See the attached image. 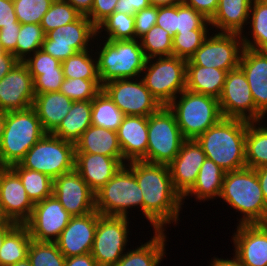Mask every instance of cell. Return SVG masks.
Wrapping results in <instances>:
<instances>
[{"label": "cell", "instance_id": "1", "mask_svg": "<svg viewBox=\"0 0 267 266\" xmlns=\"http://www.w3.org/2000/svg\"><path fill=\"white\" fill-rule=\"evenodd\" d=\"M126 166L134 173L143 197V215L154 231H166V224L179 220L184 202L174 189L168 165L132 161Z\"/></svg>", "mask_w": 267, "mask_h": 266}, {"label": "cell", "instance_id": "2", "mask_svg": "<svg viewBox=\"0 0 267 266\" xmlns=\"http://www.w3.org/2000/svg\"><path fill=\"white\" fill-rule=\"evenodd\" d=\"M248 121L222 118L196 140L206 158L214 161L224 171L246 167L245 138Z\"/></svg>", "mask_w": 267, "mask_h": 266}, {"label": "cell", "instance_id": "3", "mask_svg": "<svg viewBox=\"0 0 267 266\" xmlns=\"http://www.w3.org/2000/svg\"><path fill=\"white\" fill-rule=\"evenodd\" d=\"M220 197L243 214L239 225L267 223V204L255 169L226 172Z\"/></svg>", "mask_w": 267, "mask_h": 266}, {"label": "cell", "instance_id": "4", "mask_svg": "<svg viewBox=\"0 0 267 266\" xmlns=\"http://www.w3.org/2000/svg\"><path fill=\"white\" fill-rule=\"evenodd\" d=\"M47 132L33 107L6 112V122L0 143V161L4 167L18 164Z\"/></svg>", "mask_w": 267, "mask_h": 266}, {"label": "cell", "instance_id": "5", "mask_svg": "<svg viewBox=\"0 0 267 266\" xmlns=\"http://www.w3.org/2000/svg\"><path fill=\"white\" fill-rule=\"evenodd\" d=\"M102 48L94 54L101 84L115 79L138 78L142 74L147 58L140 40H104Z\"/></svg>", "mask_w": 267, "mask_h": 266}, {"label": "cell", "instance_id": "6", "mask_svg": "<svg viewBox=\"0 0 267 266\" xmlns=\"http://www.w3.org/2000/svg\"><path fill=\"white\" fill-rule=\"evenodd\" d=\"M179 95L167 106L174 113L184 139H197L223 118L217 98L187 89Z\"/></svg>", "mask_w": 267, "mask_h": 266}, {"label": "cell", "instance_id": "7", "mask_svg": "<svg viewBox=\"0 0 267 266\" xmlns=\"http://www.w3.org/2000/svg\"><path fill=\"white\" fill-rule=\"evenodd\" d=\"M19 164L54 180L75 169V143L46 133L28 150Z\"/></svg>", "mask_w": 267, "mask_h": 266}, {"label": "cell", "instance_id": "8", "mask_svg": "<svg viewBox=\"0 0 267 266\" xmlns=\"http://www.w3.org/2000/svg\"><path fill=\"white\" fill-rule=\"evenodd\" d=\"M186 65L187 61L177 56L152 57L146 60L142 71L145 75H141V79L162 106H167L186 89Z\"/></svg>", "mask_w": 267, "mask_h": 266}, {"label": "cell", "instance_id": "9", "mask_svg": "<svg viewBox=\"0 0 267 266\" xmlns=\"http://www.w3.org/2000/svg\"><path fill=\"white\" fill-rule=\"evenodd\" d=\"M134 173L123 165L119 171L95 193V209L101 215L128 217V209L141 208L143 197Z\"/></svg>", "mask_w": 267, "mask_h": 266}, {"label": "cell", "instance_id": "10", "mask_svg": "<svg viewBox=\"0 0 267 266\" xmlns=\"http://www.w3.org/2000/svg\"><path fill=\"white\" fill-rule=\"evenodd\" d=\"M184 140L174 113L162 106L148 117L147 162L169 165Z\"/></svg>", "mask_w": 267, "mask_h": 266}, {"label": "cell", "instance_id": "11", "mask_svg": "<svg viewBox=\"0 0 267 266\" xmlns=\"http://www.w3.org/2000/svg\"><path fill=\"white\" fill-rule=\"evenodd\" d=\"M96 36L97 28L87 16L81 15L76 21L47 32L41 49L63 62L77 52L90 50Z\"/></svg>", "mask_w": 267, "mask_h": 266}, {"label": "cell", "instance_id": "12", "mask_svg": "<svg viewBox=\"0 0 267 266\" xmlns=\"http://www.w3.org/2000/svg\"><path fill=\"white\" fill-rule=\"evenodd\" d=\"M129 218L98 213L91 255L98 266H114L122 257L128 242Z\"/></svg>", "mask_w": 267, "mask_h": 266}, {"label": "cell", "instance_id": "13", "mask_svg": "<svg viewBox=\"0 0 267 266\" xmlns=\"http://www.w3.org/2000/svg\"><path fill=\"white\" fill-rule=\"evenodd\" d=\"M242 35L237 33H215L205 39L203 44L187 60V65L214 67L231 71L239 67L243 51Z\"/></svg>", "mask_w": 267, "mask_h": 266}, {"label": "cell", "instance_id": "14", "mask_svg": "<svg viewBox=\"0 0 267 266\" xmlns=\"http://www.w3.org/2000/svg\"><path fill=\"white\" fill-rule=\"evenodd\" d=\"M218 101L223 118L248 122L265 118L255 106L247 77L240 67L227 72Z\"/></svg>", "mask_w": 267, "mask_h": 266}, {"label": "cell", "instance_id": "15", "mask_svg": "<svg viewBox=\"0 0 267 266\" xmlns=\"http://www.w3.org/2000/svg\"><path fill=\"white\" fill-rule=\"evenodd\" d=\"M102 90L126 116L149 117L162 107L141 78L115 79L103 84Z\"/></svg>", "mask_w": 267, "mask_h": 266}, {"label": "cell", "instance_id": "16", "mask_svg": "<svg viewBox=\"0 0 267 266\" xmlns=\"http://www.w3.org/2000/svg\"><path fill=\"white\" fill-rule=\"evenodd\" d=\"M71 217L56 197L51 195L34 204L32 214L24 225L32 240L55 242Z\"/></svg>", "mask_w": 267, "mask_h": 266}, {"label": "cell", "instance_id": "17", "mask_svg": "<svg viewBox=\"0 0 267 266\" xmlns=\"http://www.w3.org/2000/svg\"><path fill=\"white\" fill-rule=\"evenodd\" d=\"M53 195L72 216L96 211L95 193L75 169L53 180Z\"/></svg>", "mask_w": 267, "mask_h": 266}, {"label": "cell", "instance_id": "18", "mask_svg": "<svg viewBox=\"0 0 267 266\" xmlns=\"http://www.w3.org/2000/svg\"><path fill=\"white\" fill-rule=\"evenodd\" d=\"M34 203L30 200L19 175L11 168L0 172L1 218L24 224L31 216Z\"/></svg>", "mask_w": 267, "mask_h": 266}, {"label": "cell", "instance_id": "19", "mask_svg": "<svg viewBox=\"0 0 267 266\" xmlns=\"http://www.w3.org/2000/svg\"><path fill=\"white\" fill-rule=\"evenodd\" d=\"M35 98L33 78L27 66L19 61L0 80V111L26 110Z\"/></svg>", "mask_w": 267, "mask_h": 266}, {"label": "cell", "instance_id": "20", "mask_svg": "<svg viewBox=\"0 0 267 266\" xmlns=\"http://www.w3.org/2000/svg\"><path fill=\"white\" fill-rule=\"evenodd\" d=\"M97 222V211L71 217L68 225L55 241L65 258L91 253Z\"/></svg>", "mask_w": 267, "mask_h": 266}, {"label": "cell", "instance_id": "21", "mask_svg": "<svg viewBox=\"0 0 267 266\" xmlns=\"http://www.w3.org/2000/svg\"><path fill=\"white\" fill-rule=\"evenodd\" d=\"M206 159L196 139H185L180 151L168 165L174 189L183 196L195 183L200 167Z\"/></svg>", "mask_w": 267, "mask_h": 266}, {"label": "cell", "instance_id": "22", "mask_svg": "<svg viewBox=\"0 0 267 266\" xmlns=\"http://www.w3.org/2000/svg\"><path fill=\"white\" fill-rule=\"evenodd\" d=\"M234 252L244 266H267V223L238 224Z\"/></svg>", "mask_w": 267, "mask_h": 266}, {"label": "cell", "instance_id": "23", "mask_svg": "<svg viewBox=\"0 0 267 266\" xmlns=\"http://www.w3.org/2000/svg\"><path fill=\"white\" fill-rule=\"evenodd\" d=\"M123 165H126L124 158L75 153V170L94 193L99 191Z\"/></svg>", "mask_w": 267, "mask_h": 266}, {"label": "cell", "instance_id": "24", "mask_svg": "<svg viewBox=\"0 0 267 266\" xmlns=\"http://www.w3.org/2000/svg\"><path fill=\"white\" fill-rule=\"evenodd\" d=\"M239 67L247 77L256 108L267 115V51L244 47Z\"/></svg>", "mask_w": 267, "mask_h": 266}, {"label": "cell", "instance_id": "25", "mask_svg": "<svg viewBox=\"0 0 267 266\" xmlns=\"http://www.w3.org/2000/svg\"><path fill=\"white\" fill-rule=\"evenodd\" d=\"M117 137L124 162H147L148 117L125 116L118 128Z\"/></svg>", "mask_w": 267, "mask_h": 266}, {"label": "cell", "instance_id": "26", "mask_svg": "<svg viewBox=\"0 0 267 266\" xmlns=\"http://www.w3.org/2000/svg\"><path fill=\"white\" fill-rule=\"evenodd\" d=\"M252 0H219L214 16L209 20L210 25L220 29V33L241 34L248 25Z\"/></svg>", "mask_w": 267, "mask_h": 266}, {"label": "cell", "instance_id": "27", "mask_svg": "<svg viewBox=\"0 0 267 266\" xmlns=\"http://www.w3.org/2000/svg\"><path fill=\"white\" fill-rule=\"evenodd\" d=\"M75 153L101 154L123 158L117 132L91 125L75 142Z\"/></svg>", "mask_w": 267, "mask_h": 266}, {"label": "cell", "instance_id": "28", "mask_svg": "<svg viewBox=\"0 0 267 266\" xmlns=\"http://www.w3.org/2000/svg\"><path fill=\"white\" fill-rule=\"evenodd\" d=\"M73 101L61 92L35 94L33 108L43 129L52 133L69 112Z\"/></svg>", "mask_w": 267, "mask_h": 266}, {"label": "cell", "instance_id": "29", "mask_svg": "<svg viewBox=\"0 0 267 266\" xmlns=\"http://www.w3.org/2000/svg\"><path fill=\"white\" fill-rule=\"evenodd\" d=\"M227 71L199 65H186V89L219 99Z\"/></svg>", "mask_w": 267, "mask_h": 266}, {"label": "cell", "instance_id": "30", "mask_svg": "<svg viewBox=\"0 0 267 266\" xmlns=\"http://www.w3.org/2000/svg\"><path fill=\"white\" fill-rule=\"evenodd\" d=\"M225 174L226 171L211 159L206 158L200 167L194 185L182 196V200L191 195L200 201L220 198Z\"/></svg>", "mask_w": 267, "mask_h": 266}, {"label": "cell", "instance_id": "31", "mask_svg": "<svg viewBox=\"0 0 267 266\" xmlns=\"http://www.w3.org/2000/svg\"><path fill=\"white\" fill-rule=\"evenodd\" d=\"M92 100L75 101L53 135L75 143L81 135L92 125Z\"/></svg>", "mask_w": 267, "mask_h": 266}, {"label": "cell", "instance_id": "32", "mask_svg": "<svg viewBox=\"0 0 267 266\" xmlns=\"http://www.w3.org/2000/svg\"><path fill=\"white\" fill-rule=\"evenodd\" d=\"M166 241L164 231H154L151 240L137 247V249H128V252H125L114 266H159L166 254Z\"/></svg>", "mask_w": 267, "mask_h": 266}, {"label": "cell", "instance_id": "33", "mask_svg": "<svg viewBox=\"0 0 267 266\" xmlns=\"http://www.w3.org/2000/svg\"><path fill=\"white\" fill-rule=\"evenodd\" d=\"M263 121L248 122L245 138L246 167L267 165V127ZM258 125V126H257Z\"/></svg>", "mask_w": 267, "mask_h": 266}, {"label": "cell", "instance_id": "34", "mask_svg": "<svg viewBox=\"0 0 267 266\" xmlns=\"http://www.w3.org/2000/svg\"><path fill=\"white\" fill-rule=\"evenodd\" d=\"M32 238L24 224H18L4 239L0 248V266H10L27 258Z\"/></svg>", "mask_w": 267, "mask_h": 266}, {"label": "cell", "instance_id": "35", "mask_svg": "<svg viewBox=\"0 0 267 266\" xmlns=\"http://www.w3.org/2000/svg\"><path fill=\"white\" fill-rule=\"evenodd\" d=\"M125 116L103 90L92 99V125L117 131Z\"/></svg>", "mask_w": 267, "mask_h": 266}, {"label": "cell", "instance_id": "36", "mask_svg": "<svg viewBox=\"0 0 267 266\" xmlns=\"http://www.w3.org/2000/svg\"><path fill=\"white\" fill-rule=\"evenodd\" d=\"M249 22L251 38L242 34L243 46L253 50L267 51V0H252Z\"/></svg>", "mask_w": 267, "mask_h": 266}, {"label": "cell", "instance_id": "37", "mask_svg": "<svg viewBox=\"0 0 267 266\" xmlns=\"http://www.w3.org/2000/svg\"><path fill=\"white\" fill-rule=\"evenodd\" d=\"M11 168L19 175L28 197L34 204L53 195V179L48 175L26 169L19 163Z\"/></svg>", "mask_w": 267, "mask_h": 266}, {"label": "cell", "instance_id": "38", "mask_svg": "<svg viewBox=\"0 0 267 266\" xmlns=\"http://www.w3.org/2000/svg\"><path fill=\"white\" fill-rule=\"evenodd\" d=\"M135 17L121 12H113L97 27V35L106 33V40H134L135 33ZM108 33V34H107Z\"/></svg>", "mask_w": 267, "mask_h": 266}, {"label": "cell", "instance_id": "39", "mask_svg": "<svg viewBox=\"0 0 267 266\" xmlns=\"http://www.w3.org/2000/svg\"><path fill=\"white\" fill-rule=\"evenodd\" d=\"M90 51L77 52L61 62L64 78L99 79L97 59Z\"/></svg>", "mask_w": 267, "mask_h": 266}, {"label": "cell", "instance_id": "40", "mask_svg": "<svg viewBox=\"0 0 267 266\" xmlns=\"http://www.w3.org/2000/svg\"><path fill=\"white\" fill-rule=\"evenodd\" d=\"M172 36L163 28L154 25L139 40L145 57L173 56Z\"/></svg>", "mask_w": 267, "mask_h": 266}, {"label": "cell", "instance_id": "41", "mask_svg": "<svg viewBox=\"0 0 267 266\" xmlns=\"http://www.w3.org/2000/svg\"><path fill=\"white\" fill-rule=\"evenodd\" d=\"M27 258L31 266H64L65 257L58 249L56 242H30Z\"/></svg>", "mask_w": 267, "mask_h": 266}, {"label": "cell", "instance_id": "42", "mask_svg": "<svg viewBox=\"0 0 267 266\" xmlns=\"http://www.w3.org/2000/svg\"><path fill=\"white\" fill-rule=\"evenodd\" d=\"M45 33L39 24H21L17 37L16 58L23 62L28 56L42 48Z\"/></svg>", "mask_w": 267, "mask_h": 266}, {"label": "cell", "instance_id": "43", "mask_svg": "<svg viewBox=\"0 0 267 266\" xmlns=\"http://www.w3.org/2000/svg\"><path fill=\"white\" fill-rule=\"evenodd\" d=\"M81 14L65 0H54L40 23L44 33L76 21Z\"/></svg>", "mask_w": 267, "mask_h": 266}, {"label": "cell", "instance_id": "44", "mask_svg": "<svg viewBox=\"0 0 267 266\" xmlns=\"http://www.w3.org/2000/svg\"><path fill=\"white\" fill-rule=\"evenodd\" d=\"M101 90L99 79L64 78L59 92L75 102L92 100Z\"/></svg>", "mask_w": 267, "mask_h": 266}, {"label": "cell", "instance_id": "45", "mask_svg": "<svg viewBox=\"0 0 267 266\" xmlns=\"http://www.w3.org/2000/svg\"><path fill=\"white\" fill-rule=\"evenodd\" d=\"M209 30H190L189 32H177L173 36V56L189 60L195 51L209 36Z\"/></svg>", "mask_w": 267, "mask_h": 266}, {"label": "cell", "instance_id": "46", "mask_svg": "<svg viewBox=\"0 0 267 266\" xmlns=\"http://www.w3.org/2000/svg\"><path fill=\"white\" fill-rule=\"evenodd\" d=\"M54 0H13L14 10L20 24H39Z\"/></svg>", "mask_w": 267, "mask_h": 266}, {"label": "cell", "instance_id": "47", "mask_svg": "<svg viewBox=\"0 0 267 266\" xmlns=\"http://www.w3.org/2000/svg\"><path fill=\"white\" fill-rule=\"evenodd\" d=\"M210 21L192 7L177 4V32L209 30Z\"/></svg>", "mask_w": 267, "mask_h": 266}, {"label": "cell", "instance_id": "48", "mask_svg": "<svg viewBox=\"0 0 267 266\" xmlns=\"http://www.w3.org/2000/svg\"><path fill=\"white\" fill-rule=\"evenodd\" d=\"M23 63L32 76H39L42 72L56 71V68L61 64L58 59L53 58L42 49L28 56Z\"/></svg>", "mask_w": 267, "mask_h": 266}, {"label": "cell", "instance_id": "49", "mask_svg": "<svg viewBox=\"0 0 267 266\" xmlns=\"http://www.w3.org/2000/svg\"><path fill=\"white\" fill-rule=\"evenodd\" d=\"M32 78L35 94L59 92L64 80L62 65L60 64L56 71L42 72L41 75L32 76Z\"/></svg>", "mask_w": 267, "mask_h": 266}, {"label": "cell", "instance_id": "50", "mask_svg": "<svg viewBox=\"0 0 267 266\" xmlns=\"http://www.w3.org/2000/svg\"><path fill=\"white\" fill-rule=\"evenodd\" d=\"M157 15L158 7L152 5L148 8L142 9L139 12H136L134 15L136 39H140L154 25H156Z\"/></svg>", "mask_w": 267, "mask_h": 266}, {"label": "cell", "instance_id": "51", "mask_svg": "<svg viewBox=\"0 0 267 266\" xmlns=\"http://www.w3.org/2000/svg\"><path fill=\"white\" fill-rule=\"evenodd\" d=\"M156 25L166 30L172 37L177 34V4L159 6Z\"/></svg>", "mask_w": 267, "mask_h": 266}, {"label": "cell", "instance_id": "52", "mask_svg": "<svg viewBox=\"0 0 267 266\" xmlns=\"http://www.w3.org/2000/svg\"><path fill=\"white\" fill-rule=\"evenodd\" d=\"M118 0H94L90 14L87 16L97 28L115 9Z\"/></svg>", "mask_w": 267, "mask_h": 266}, {"label": "cell", "instance_id": "53", "mask_svg": "<svg viewBox=\"0 0 267 266\" xmlns=\"http://www.w3.org/2000/svg\"><path fill=\"white\" fill-rule=\"evenodd\" d=\"M21 28L20 23L14 26H3L0 29V42L5 52L12 53L16 57L17 37Z\"/></svg>", "mask_w": 267, "mask_h": 266}, {"label": "cell", "instance_id": "54", "mask_svg": "<svg viewBox=\"0 0 267 266\" xmlns=\"http://www.w3.org/2000/svg\"><path fill=\"white\" fill-rule=\"evenodd\" d=\"M219 0H182V4L192 7L210 20L218 7Z\"/></svg>", "mask_w": 267, "mask_h": 266}, {"label": "cell", "instance_id": "55", "mask_svg": "<svg viewBox=\"0 0 267 266\" xmlns=\"http://www.w3.org/2000/svg\"><path fill=\"white\" fill-rule=\"evenodd\" d=\"M151 6V0H118L114 12L135 15L136 12Z\"/></svg>", "mask_w": 267, "mask_h": 266}, {"label": "cell", "instance_id": "56", "mask_svg": "<svg viewBox=\"0 0 267 266\" xmlns=\"http://www.w3.org/2000/svg\"><path fill=\"white\" fill-rule=\"evenodd\" d=\"M19 23L14 10L13 0H0V29Z\"/></svg>", "mask_w": 267, "mask_h": 266}, {"label": "cell", "instance_id": "57", "mask_svg": "<svg viewBox=\"0 0 267 266\" xmlns=\"http://www.w3.org/2000/svg\"><path fill=\"white\" fill-rule=\"evenodd\" d=\"M19 60L9 52L0 55V80L8 74Z\"/></svg>", "mask_w": 267, "mask_h": 266}, {"label": "cell", "instance_id": "58", "mask_svg": "<svg viewBox=\"0 0 267 266\" xmlns=\"http://www.w3.org/2000/svg\"><path fill=\"white\" fill-rule=\"evenodd\" d=\"M64 266H98L91 253L65 259Z\"/></svg>", "mask_w": 267, "mask_h": 266}, {"label": "cell", "instance_id": "59", "mask_svg": "<svg viewBox=\"0 0 267 266\" xmlns=\"http://www.w3.org/2000/svg\"><path fill=\"white\" fill-rule=\"evenodd\" d=\"M71 4L81 15L88 16L91 12L94 0H65Z\"/></svg>", "mask_w": 267, "mask_h": 266}, {"label": "cell", "instance_id": "60", "mask_svg": "<svg viewBox=\"0 0 267 266\" xmlns=\"http://www.w3.org/2000/svg\"><path fill=\"white\" fill-rule=\"evenodd\" d=\"M18 225V223L0 218V248L3 245L5 237Z\"/></svg>", "mask_w": 267, "mask_h": 266}, {"label": "cell", "instance_id": "61", "mask_svg": "<svg viewBox=\"0 0 267 266\" xmlns=\"http://www.w3.org/2000/svg\"><path fill=\"white\" fill-rule=\"evenodd\" d=\"M262 189L263 197L267 204V165L255 169Z\"/></svg>", "mask_w": 267, "mask_h": 266}, {"label": "cell", "instance_id": "62", "mask_svg": "<svg viewBox=\"0 0 267 266\" xmlns=\"http://www.w3.org/2000/svg\"><path fill=\"white\" fill-rule=\"evenodd\" d=\"M212 260L210 266H244L235 254L232 259L214 257Z\"/></svg>", "mask_w": 267, "mask_h": 266}, {"label": "cell", "instance_id": "63", "mask_svg": "<svg viewBox=\"0 0 267 266\" xmlns=\"http://www.w3.org/2000/svg\"><path fill=\"white\" fill-rule=\"evenodd\" d=\"M176 4H182V0H151V5L157 7Z\"/></svg>", "mask_w": 267, "mask_h": 266}, {"label": "cell", "instance_id": "64", "mask_svg": "<svg viewBox=\"0 0 267 266\" xmlns=\"http://www.w3.org/2000/svg\"><path fill=\"white\" fill-rule=\"evenodd\" d=\"M5 122H6V112L0 111V143L4 133Z\"/></svg>", "mask_w": 267, "mask_h": 266}, {"label": "cell", "instance_id": "65", "mask_svg": "<svg viewBox=\"0 0 267 266\" xmlns=\"http://www.w3.org/2000/svg\"><path fill=\"white\" fill-rule=\"evenodd\" d=\"M10 266H31L30 261L28 260V258H25L24 260H21L13 265Z\"/></svg>", "mask_w": 267, "mask_h": 266}, {"label": "cell", "instance_id": "66", "mask_svg": "<svg viewBox=\"0 0 267 266\" xmlns=\"http://www.w3.org/2000/svg\"><path fill=\"white\" fill-rule=\"evenodd\" d=\"M5 51L2 48L1 42H0V55L3 54Z\"/></svg>", "mask_w": 267, "mask_h": 266}, {"label": "cell", "instance_id": "67", "mask_svg": "<svg viewBox=\"0 0 267 266\" xmlns=\"http://www.w3.org/2000/svg\"><path fill=\"white\" fill-rule=\"evenodd\" d=\"M4 168V166L2 165L1 161H0V172L1 170Z\"/></svg>", "mask_w": 267, "mask_h": 266}]
</instances>
